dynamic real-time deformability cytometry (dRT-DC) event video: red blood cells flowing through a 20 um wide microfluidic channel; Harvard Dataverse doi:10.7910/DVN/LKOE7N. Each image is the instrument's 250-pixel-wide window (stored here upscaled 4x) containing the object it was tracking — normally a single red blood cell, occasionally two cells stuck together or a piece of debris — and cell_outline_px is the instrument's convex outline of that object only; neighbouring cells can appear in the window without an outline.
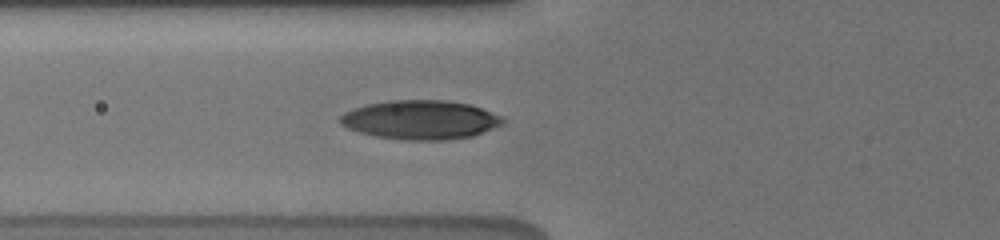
{"species": "human", "species_latin": "Homo sapiens", "temperature_condition": "cold", "stored_images_in_passage": 13, "camera_frame_rate_fps": 3000, "um_per_image_px": 0.085, "donor": {"sex": "male"}, "frame": {"image": 1, "passage_image": 13, "time_ms": 7.0, "image_size_px": [1000, 240], "cell_outline_px": [[504, 120], [500, 124], [492, 128], [472, 136], [444, 140], [408, 140], [376, 136], [360, 132], [348, 128], [340, 124], [340, 116], [344, 112], [368, 104], [392, 100], [448, 100], [468, 104], [480, 108], [500, 116]], "centroid_in_image_um": [35.71, 10.18], "position_along_channel_um": 90.1, "area_um2": 36.47}}